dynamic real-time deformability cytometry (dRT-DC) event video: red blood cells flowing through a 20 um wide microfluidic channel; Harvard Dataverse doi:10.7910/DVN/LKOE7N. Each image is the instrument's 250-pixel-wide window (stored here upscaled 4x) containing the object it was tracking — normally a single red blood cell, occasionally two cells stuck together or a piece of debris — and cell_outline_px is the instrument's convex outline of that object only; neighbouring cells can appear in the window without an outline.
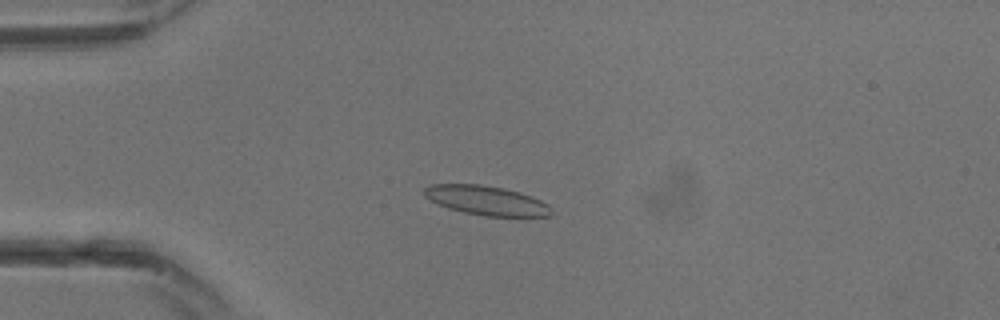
{"species": "common noctule bat (a hibernating species)", "species_latin": "Nyctalus noctula", "temperature_condition": "warm", "stored_images_in_passage": 30, "camera_frame_rate_fps": 3000, "um_per_image_px": 0.085, "animal": {"sex": "male", "body_mass_g": 13.3}, "frame": {"image": 1, "passage_image": 8, "time_ms": 2.333, "image_size_px": [1000, 320], "cell_outline_px": [[552, 216], [484, 216], [464, 212], [448, 208], [436, 204], [424, 196], [424, 188], [428, 184], [480, 184], [504, 188], [520, 192], [540, 200], [548, 204]], "centroid_in_image_um": [41.3, 17.03], "position_along_channel_um": 43.7, "area_um2": 21.73}}
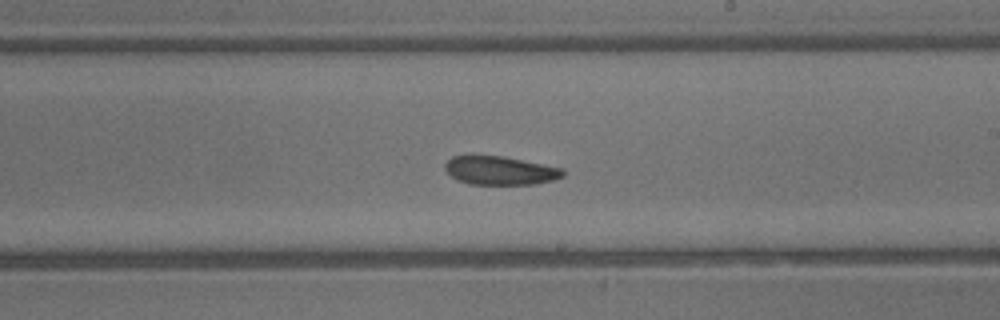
{"frame": {"image": 2, "passage_image": 18, "time_ms": 5.667, "image_size_px": [1000, 320], "cell_outline_px": [[564, 176], [552, 180], [536, 184], [468, 184], [452, 176], [444, 168], [444, 164], [452, 156], [472, 152], [500, 156], [560, 168], [564, 172]], "centroid_in_image_um": [42.4, 14.46], "position_along_channel_um": 246.6, "area_um2": 19.83}}
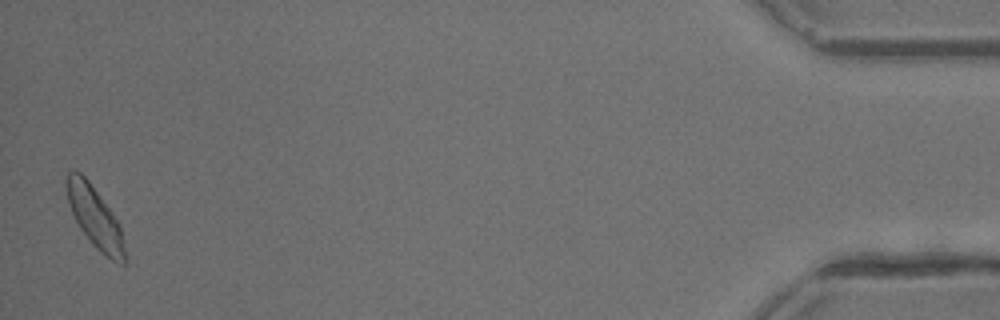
{"frame": {"image": 3, "passage_image": 30, "time_ms": 9.667, "image_size_px": [1000, 320], "cell_outline_px": [[124, 264], [120, 264], [104, 256], [92, 244], [80, 228], [68, 204], [64, 184], [64, 180], [68, 172], [80, 172], [88, 180], [120, 224], [124, 248]], "centroid_in_image_um": [8.03, 18.45], "position_along_channel_um": 427.2, "area_um2": 20.46}}